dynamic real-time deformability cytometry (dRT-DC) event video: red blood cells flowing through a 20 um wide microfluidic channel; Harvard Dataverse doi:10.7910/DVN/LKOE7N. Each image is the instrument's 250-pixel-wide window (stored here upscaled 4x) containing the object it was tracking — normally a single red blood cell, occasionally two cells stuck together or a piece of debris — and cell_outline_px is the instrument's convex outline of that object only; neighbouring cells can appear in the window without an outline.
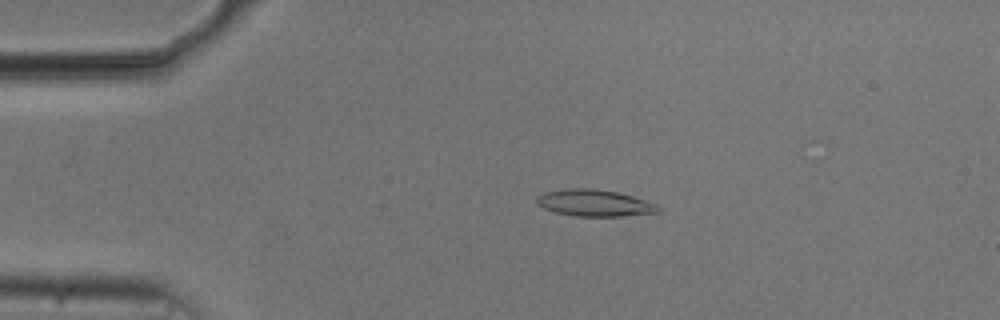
{"species": "common noctule bat (a hibernating species)", "species_latin": "Nyctalus noctula", "temperature_condition": "cold", "stored_images_in_passage": 51, "camera_frame_rate_fps": 3000, "um_per_image_px": 0.085, "animal": {"sex": "male", "body_mass_g": 20.5, "forearm_length_mm": 52.5}, "frame": {"image": 1, "passage_image": 8, "time_ms": 2.333, "image_size_px": [1000, 320], "cell_outline_px": [[660, 208], [656, 212], [620, 216], [576, 216], [556, 212], [544, 208], [536, 204], [536, 200], [544, 192], [568, 188], [592, 188], [616, 192], [632, 196], [656, 204]], "centroid_in_image_um": [50.49, 17.25], "position_along_channel_um": 34.5, "area_um2": 18.55}}
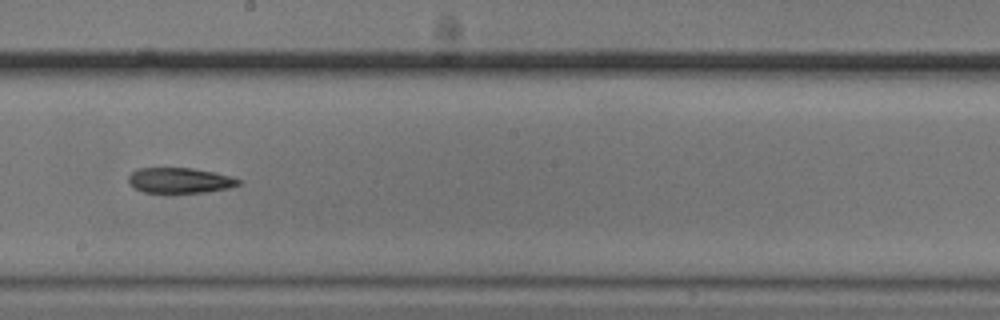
{"frame": {"image": 2, "passage_image": 27, "time_ms": 8.667, "image_size_px": [1000, 320], "cell_outline_px": [[240, 184], [228, 188], [204, 192], [144, 192], [128, 184], [128, 176], [132, 172], [140, 168], [192, 168], [212, 172], [228, 176], [240, 180]], "centroid_in_image_um": [15.24, 15.33], "position_along_channel_um": 233.0, "area_um2": 15.95}}
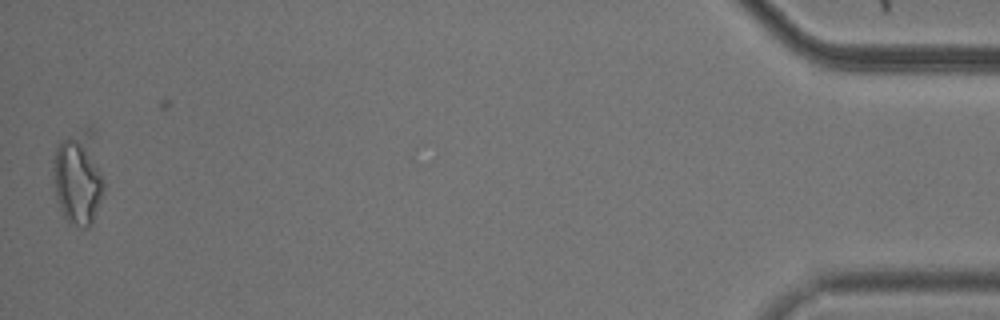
{"frame": {"image": 3, "passage_image": 50, "time_ms": 16.333, "image_size_px": [1000, 320], "cell_outline_px": [[104, 188], [92, 224], [88, 228], [84, 228], [68, 224], [56, 200], [52, 168], [52, 160], [56, 148], [60, 140], [84, 128], [92, 128], [96, 132], [104, 184]], "centroid_in_image_um": [6.66, 15.06], "position_along_channel_um": 428.5, "area_um2": 28.67}}